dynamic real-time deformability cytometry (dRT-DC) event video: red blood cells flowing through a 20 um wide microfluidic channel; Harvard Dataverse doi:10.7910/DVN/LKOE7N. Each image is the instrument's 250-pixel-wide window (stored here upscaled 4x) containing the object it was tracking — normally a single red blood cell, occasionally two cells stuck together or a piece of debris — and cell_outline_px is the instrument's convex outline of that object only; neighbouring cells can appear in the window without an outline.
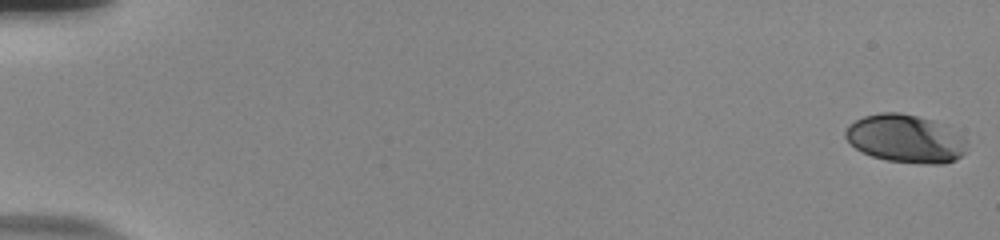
{"species": "human", "species_latin": "Homo sapiens", "temperature_condition": "room temperature", "stored_images_in_passage": 56, "camera_frame_rate_fps": 3000, "um_per_image_px": 0.085, "donor": {"sex": "male"}, "frame": {"image": 1, "passage_image": 1, "time_ms": 0.0, "image_size_px": [1000, 240], "cell_outline_px": [[968, 140], [964, 152], [956, 160], [944, 164], [924, 164], [888, 160], [872, 156], [856, 148], [844, 136], [844, 132], [848, 124], [864, 116], [880, 112], [900, 112], [948, 124]], "centroid_in_image_um": [77.01, 11.77], "position_along_channel_um": 8.0, "area_um2": 34.33}}
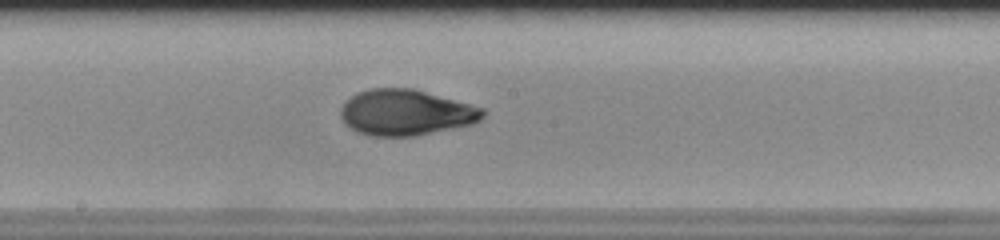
{"frame": {"image": 2, "passage_image": 32, "time_ms": 10.333, "image_size_px": [1000, 240], "cell_outline_px": [[484, 116], [480, 120], [472, 124], [416, 136], [372, 136], [356, 132], [344, 124], [340, 116], [340, 108], [356, 92], [372, 88], [412, 88], [484, 108]], "centroid_in_image_um": [34.47, 9.57], "position_along_channel_um": 213.7, "area_um2": 37.97}}
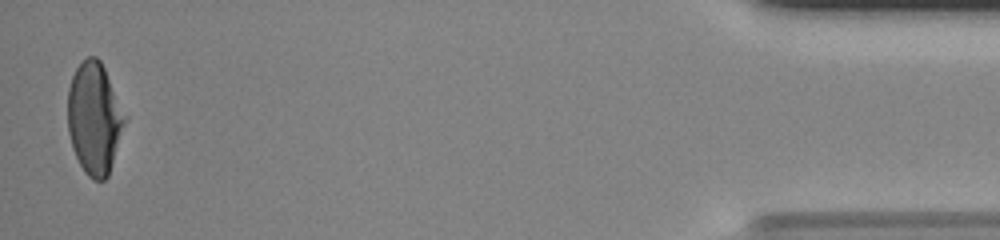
{"frame": {"image": 3, "passage_image": 55, "time_ms": 18.0, "image_size_px": [1000, 240], "cell_outline_px": [[128, 120], [108, 176], [104, 180], [92, 180], [84, 172], [72, 148], [68, 132], [68, 88], [72, 76], [76, 68], [88, 56], [96, 56], [100, 60], [128, 116]], "centroid_in_image_um": [8.05, 10.07], "position_along_channel_um": 427.1, "area_um2": 37.69}, "authors_computed_cell_mechanics": {"area_um2": 37.2232, "velocity_mm_per_s": 3.8109, "shape_relaxation_time_tau1_ms": 6.608, "shape_relaxation_time_tau2_ms": 0.8334, "deformation_change_tau1": 0.2408, "deformation_change_tau2": 0.0466}}